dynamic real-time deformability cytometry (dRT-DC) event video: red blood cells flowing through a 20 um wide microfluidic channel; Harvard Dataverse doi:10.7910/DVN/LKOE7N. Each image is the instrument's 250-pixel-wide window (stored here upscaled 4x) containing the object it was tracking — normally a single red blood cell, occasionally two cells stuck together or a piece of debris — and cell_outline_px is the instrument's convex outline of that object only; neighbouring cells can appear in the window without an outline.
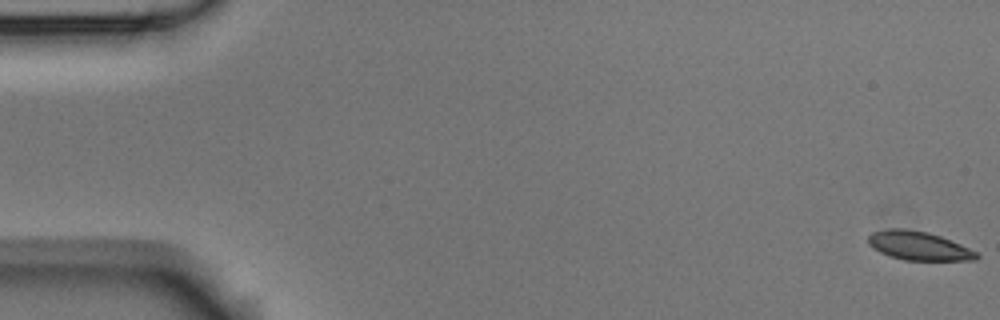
{"species": "Egyptian fruit bat (a non-hibernating species)", "species_latin": "Rousettus aegyptiacus", "temperature_condition": "room temperature", "stored_images_in_passage": 5, "camera_frame_rate_fps": 3000, "um_per_image_px": 0.085, "animal": {"sex": "male"}, "frame": {"image": 1, "passage_image": 1, "time_ms": 0.0, "image_size_px": [1000, 320], "cell_outline_px": [[980, 256], [976, 260], [904, 260], [880, 252], [872, 248], [868, 244], [868, 236], [872, 232], [888, 228], [904, 228], [928, 232], [940, 236], [960, 244], [976, 252]], "centroid_in_image_um": [78.06, 20.88], "position_along_channel_um": 6.9, "area_um2": 18.09}}
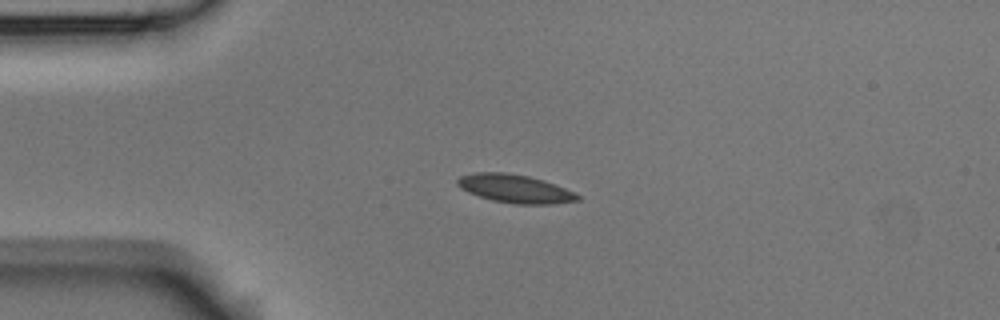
{"frame": {"image": 2, "passage_image": 4, "time_ms": 4.333, "image_size_px": [1000, 320], "cell_outline_px": [[580, 200], [552, 204], [516, 204], [492, 200], [468, 192], [460, 188], [456, 184], [456, 180], [460, 176], [476, 172], [504, 172], [528, 176], [544, 180], [564, 188], [580, 196]], "centroid_in_image_um": [43.75, 16.03], "position_along_channel_um": 41.3, "area_um2": 19.71}}